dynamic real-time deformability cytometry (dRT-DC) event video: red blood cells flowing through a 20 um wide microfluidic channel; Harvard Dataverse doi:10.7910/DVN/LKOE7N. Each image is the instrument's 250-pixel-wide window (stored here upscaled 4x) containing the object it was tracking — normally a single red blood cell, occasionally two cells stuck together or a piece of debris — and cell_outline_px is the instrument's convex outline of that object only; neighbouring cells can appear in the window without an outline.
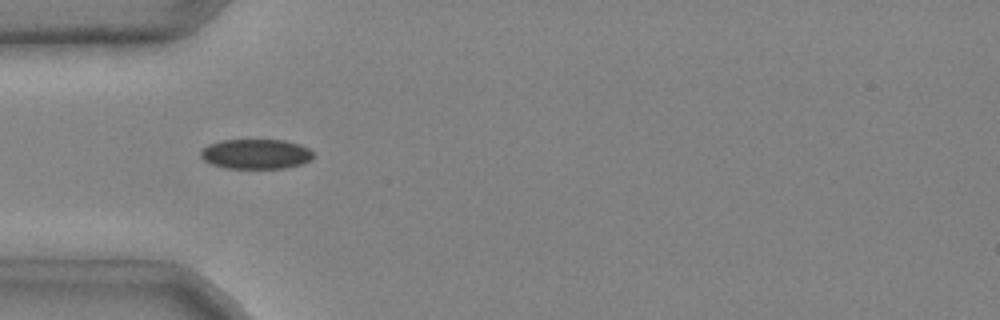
{"species": "common noctule bat (a hibernating species)", "species_latin": "Nyctalus noctula", "temperature_condition": "cold", "stored_images_in_passage": 5, "camera_frame_rate_fps": 3000, "um_per_image_px": 0.085, "animal": {"sex": "male", "body_mass_g": 20.4}, "frame": {"image": 1, "passage_image": 3, "time_ms": 0.667, "image_size_px": [1000, 320], "cell_outline_px": [[316, 156], [312, 160], [300, 164], [284, 168], [224, 168], [212, 164], [204, 160], [200, 156], [200, 152], [208, 144], [220, 140], [284, 140], [300, 144], [308, 148]], "centroid_in_image_um": [21.77, 13.09], "position_along_channel_um": 63.2, "area_um2": 19.71}}
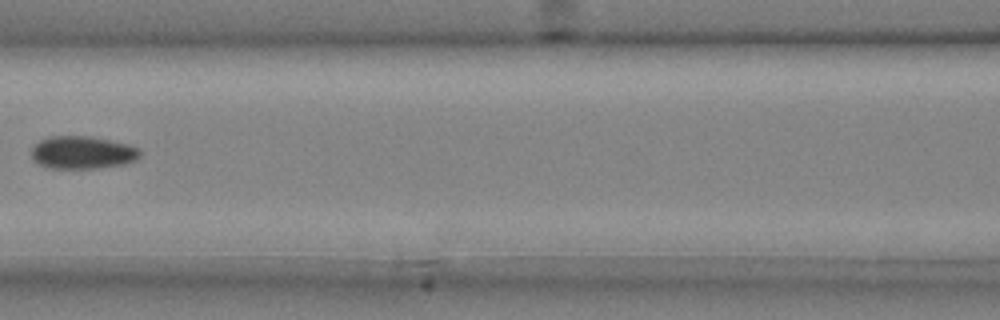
{"frame": {"image": 2, "passage_image": 5, "time_ms": 1.333, "image_size_px": [1000, 320], "cell_outline_px": [[140, 156], [136, 160], [124, 164], [96, 168], [48, 168], [32, 160], [32, 148], [40, 140], [52, 136], [84, 136], [108, 140], [128, 144], [136, 148], [140, 152]], "centroid_in_image_um": [6.99, 12.97], "position_along_channel_um": 159.6, "area_um2": 20.46}}